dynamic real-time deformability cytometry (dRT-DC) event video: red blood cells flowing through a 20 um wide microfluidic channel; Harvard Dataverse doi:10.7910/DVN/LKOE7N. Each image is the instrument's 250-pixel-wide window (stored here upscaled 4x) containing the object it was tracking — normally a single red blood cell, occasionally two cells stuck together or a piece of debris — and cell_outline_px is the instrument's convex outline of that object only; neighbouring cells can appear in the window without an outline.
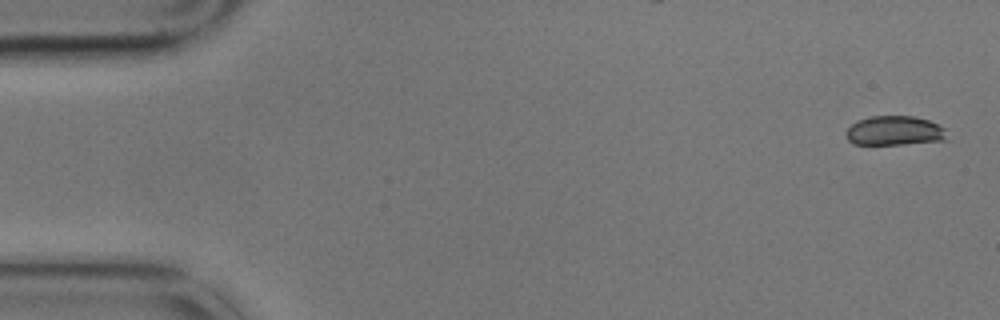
{"species": "common noctule bat (a hibernating species)", "species_latin": "Nyctalus noctula", "temperature_condition": "cold", "stored_images_in_passage": 5, "camera_frame_rate_fps": 3000, "um_per_image_px": 0.085, "animal": {"sex": "male", "body_mass_g": 17.9}, "frame": {"image": 1, "passage_image": 1, "time_ms": 0.0, "image_size_px": [1000, 320], "cell_outline_px": [[948, 140], [904, 144], [856, 144], [848, 140], [848, 128], [856, 120], [872, 116], [912, 116], [928, 120], [944, 128]], "centroid_in_image_um": [76.06, 11.11], "position_along_channel_um": 8.9, "area_um2": 17.11}}